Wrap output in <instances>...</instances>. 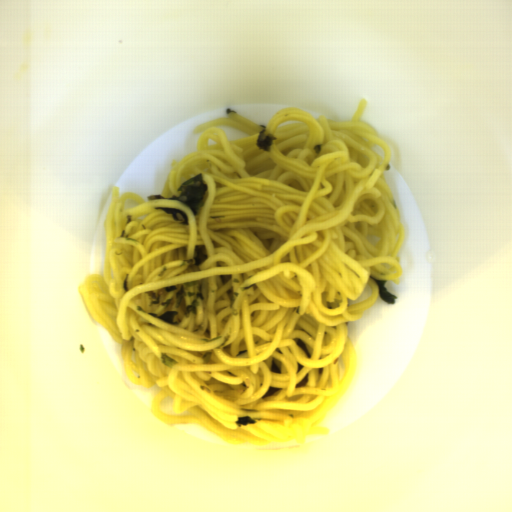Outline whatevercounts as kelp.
<instances>
[{"mask_svg":"<svg viewBox=\"0 0 512 512\" xmlns=\"http://www.w3.org/2000/svg\"><path fill=\"white\" fill-rule=\"evenodd\" d=\"M176 190L179 191V196H176L175 194L170 197H164L161 194H148L146 199L147 201L154 199H176L178 201H182L190 207L196 217L204 200L205 194L209 190L208 185L204 184L201 172L185 180Z\"/></svg>","mask_w":512,"mask_h":512,"instance_id":"1","label":"kelp"},{"mask_svg":"<svg viewBox=\"0 0 512 512\" xmlns=\"http://www.w3.org/2000/svg\"><path fill=\"white\" fill-rule=\"evenodd\" d=\"M198 291H186L184 284H181L179 291L175 292V307L178 308L180 306V303L184 297H189L194 299L191 301L189 305L184 307L183 309V315L186 318H190L191 313H193L194 316L198 314V306L201 300L202 302H205V296L203 294L204 286L203 284L198 285L197 287Z\"/></svg>","mask_w":512,"mask_h":512,"instance_id":"2","label":"kelp"},{"mask_svg":"<svg viewBox=\"0 0 512 512\" xmlns=\"http://www.w3.org/2000/svg\"><path fill=\"white\" fill-rule=\"evenodd\" d=\"M259 126H260L261 130L255 138L256 146H257V148L261 149L262 151H264L266 153H270L271 147L273 145V141L276 140L277 138L273 133H270V132L267 134L264 133L267 131L266 125L259 124Z\"/></svg>","mask_w":512,"mask_h":512,"instance_id":"3","label":"kelp"},{"mask_svg":"<svg viewBox=\"0 0 512 512\" xmlns=\"http://www.w3.org/2000/svg\"><path fill=\"white\" fill-rule=\"evenodd\" d=\"M370 278L373 279L377 284H378V287H379V294H378V297L381 298L384 302H386L387 304H391V305H395L397 299L399 298L398 296H395L394 294H392L387 288H386V282L388 280H377L375 279L374 277H372L370 275Z\"/></svg>","mask_w":512,"mask_h":512,"instance_id":"4","label":"kelp"},{"mask_svg":"<svg viewBox=\"0 0 512 512\" xmlns=\"http://www.w3.org/2000/svg\"><path fill=\"white\" fill-rule=\"evenodd\" d=\"M154 208L160 209L163 212H165L166 214H171V216L173 217L174 220L180 219L177 214V213H180L182 215V217L184 218L182 225L188 226L190 224L189 215L185 211H182L180 209L171 208V207H154Z\"/></svg>","mask_w":512,"mask_h":512,"instance_id":"5","label":"kelp"},{"mask_svg":"<svg viewBox=\"0 0 512 512\" xmlns=\"http://www.w3.org/2000/svg\"><path fill=\"white\" fill-rule=\"evenodd\" d=\"M147 314H149L157 319H160L168 324H171L173 326H178V324H179V321H174L175 316H178V314H179L178 310L177 311H166V312H163L162 315H158L154 312H150Z\"/></svg>","mask_w":512,"mask_h":512,"instance_id":"6","label":"kelp"},{"mask_svg":"<svg viewBox=\"0 0 512 512\" xmlns=\"http://www.w3.org/2000/svg\"><path fill=\"white\" fill-rule=\"evenodd\" d=\"M194 250H195V253H196V256L193 257L194 266L198 267V266H200L202 263H204L209 258V255L203 254L202 247L199 246V245H195Z\"/></svg>","mask_w":512,"mask_h":512,"instance_id":"7","label":"kelp"},{"mask_svg":"<svg viewBox=\"0 0 512 512\" xmlns=\"http://www.w3.org/2000/svg\"><path fill=\"white\" fill-rule=\"evenodd\" d=\"M238 428L242 426H249V425H255L258 423V420H254V418L251 415H245V416H237V420L235 421Z\"/></svg>","mask_w":512,"mask_h":512,"instance_id":"8","label":"kelp"},{"mask_svg":"<svg viewBox=\"0 0 512 512\" xmlns=\"http://www.w3.org/2000/svg\"><path fill=\"white\" fill-rule=\"evenodd\" d=\"M160 361L164 366H166L167 368H169L171 370H172L173 366H176L180 363L177 360H175L174 358H172L171 356H169L166 352H161Z\"/></svg>","mask_w":512,"mask_h":512,"instance_id":"9","label":"kelp"}]
</instances>
